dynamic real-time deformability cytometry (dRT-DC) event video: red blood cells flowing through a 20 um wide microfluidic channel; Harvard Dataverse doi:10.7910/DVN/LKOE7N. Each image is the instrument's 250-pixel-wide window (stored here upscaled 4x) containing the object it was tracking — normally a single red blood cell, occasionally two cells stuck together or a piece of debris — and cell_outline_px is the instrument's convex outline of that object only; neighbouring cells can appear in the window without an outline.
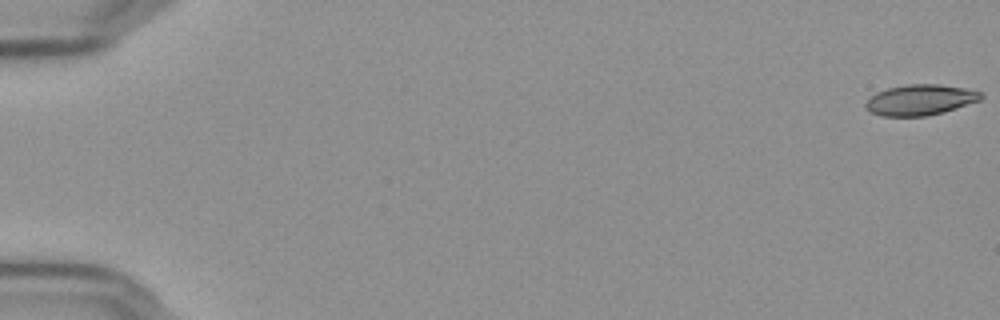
{"species": "Egyptian fruit bat (a non-hibernating species)", "species_latin": "Rousettus aegyptiacus", "temperature_condition": "cold", "stored_images_in_passage": 10, "camera_frame_rate_fps": 3000, "um_per_image_px": 0.085, "frame": {"image": 1, "passage_image": 1, "time_ms": 0.0, "image_size_px": [1000, 320], "cell_outline_px": [[984, 96], [980, 100], [944, 112], [928, 116], [880, 116], [864, 108], [864, 104], [876, 92], [888, 88], [908, 84], [936, 84], [964, 88], [980, 92]], "centroid_in_image_um": [78.2, 8.5], "position_along_channel_um": 6.8, "area_um2": 20.52}}